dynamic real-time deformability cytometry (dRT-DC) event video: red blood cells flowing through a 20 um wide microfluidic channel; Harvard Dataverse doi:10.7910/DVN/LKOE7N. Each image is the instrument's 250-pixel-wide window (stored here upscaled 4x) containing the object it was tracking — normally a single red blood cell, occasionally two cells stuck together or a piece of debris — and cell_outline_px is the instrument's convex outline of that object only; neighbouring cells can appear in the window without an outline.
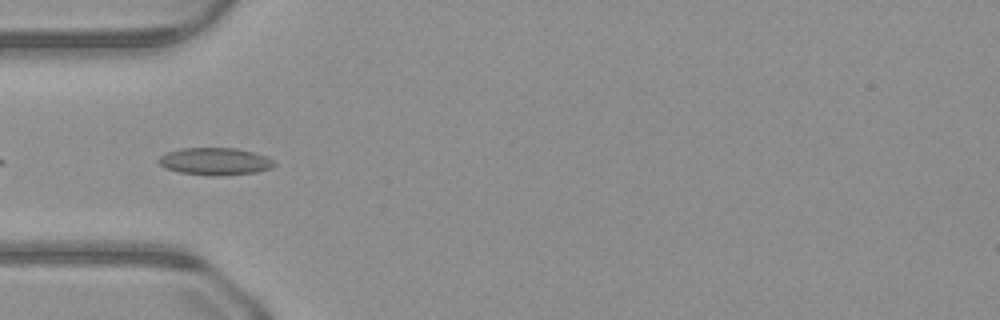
{"species": "common noctule bat (a hibernating species)", "species_latin": "Nyctalus noctula", "temperature_condition": "warm", "stored_images_in_passage": 34, "camera_frame_rate_fps": 3000, "um_per_image_px": 0.085, "animal": {"sex": "male", "body_mass_g": 23.1, "forearm_length_mm": 52.7}, "frame": {"image": 1, "passage_image": 1, "time_ms": 0.0, "image_size_px": [1000, 320], "cell_outline_px": [[276, 164], [272, 168], [256, 172], [216, 176], [208, 176], [180, 172], [164, 168], [156, 160], [164, 152], [180, 148], [236, 148], [252, 152], [264, 156], [272, 160]], "centroid_in_image_um": [18.22, 13.72], "position_along_channel_um": 66.8, "area_um2": 18.5}}